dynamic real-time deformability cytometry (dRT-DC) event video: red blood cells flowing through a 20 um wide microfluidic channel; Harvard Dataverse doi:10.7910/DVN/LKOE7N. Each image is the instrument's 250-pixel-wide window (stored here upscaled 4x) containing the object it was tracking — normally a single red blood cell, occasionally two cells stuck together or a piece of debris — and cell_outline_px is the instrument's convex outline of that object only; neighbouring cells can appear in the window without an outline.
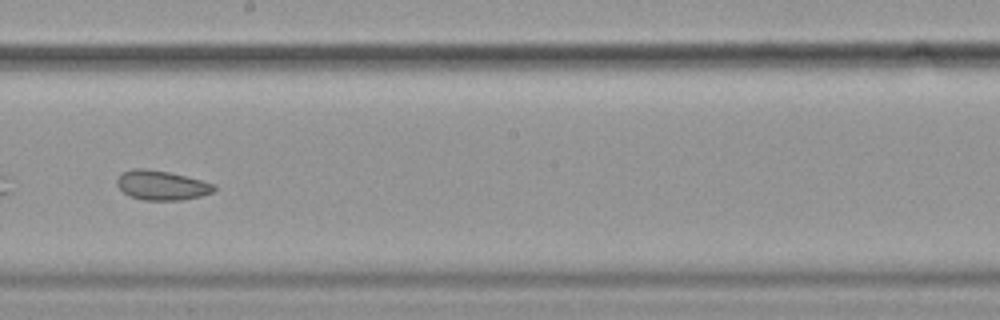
{"species": "common noctule bat (a hibernating species)", "species_latin": "Nyctalus noctula", "temperature_condition": "cold", "stored_images_in_passage": 20, "camera_frame_rate_fps": 3000, "um_per_image_px": 0.085, "animal": {"sex": "female", "body_mass_g": 19.9}, "frame": {"image": 1, "passage_image": 15, "time_ms": 4.667, "image_size_px": [1000, 320], "cell_outline_px": [[216, 188], [212, 192], [200, 196], [180, 200], [144, 200], [128, 196], [116, 184], [116, 180], [124, 172], [136, 168], [144, 168], [168, 172], [216, 184]], "centroid_in_image_um": [13.73, 15.76], "position_along_channel_um": 234.5, "area_um2": 16.47}}